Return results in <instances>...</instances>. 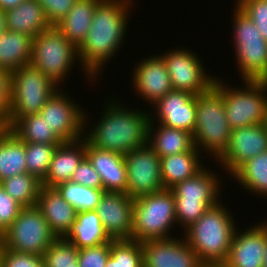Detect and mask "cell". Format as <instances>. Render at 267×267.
Instances as JSON below:
<instances>
[{"instance_id":"cell-1","label":"cell","mask_w":267,"mask_h":267,"mask_svg":"<svg viewBox=\"0 0 267 267\" xmlns=\"http://www.w3.org/2000/svg\"><path fill=\"white\" fill-rule=\"evenodd\" d=\"M134 1L101 0L94 11L88 34L78 46V56L81 66L95 80L125 45Z\"/></svg>"},{"instance_id":"cell-2","label":"cell","mask_w":267,"mask_h":267,"mask_svg":"<svg viewBox=\"0 0 267 267\" xmlns=\"http://www.w3.org/2000/svg\"><path fill=\"white\" fill-rule=\"evenodd\" d=\"M109 99L106 106L103 105L104 110H101L98 122L95 120L96 123L93 124L92 121V127L91 121L87 123L89 117L85 112L83 138L92 146L122 155L146 145L150 122L149 110L131 108L129 105L127 107V104L114 97Z\"/></svg>"},{"instance_id":"cell-3","label":"cell","mask_w":267,"mask_h":267,"mask_svg":"<svg viewBox=\"0 0 267 267\" xmlns=\"http://www.w3.org/2000/svg\"><path fill=\"white\" fill-rule=\"evenodd\" d=\"M228 206L220 201L189 227L182 235L203 265L224 264L228 258L237 222Z\"/></svg>"},{"instance_id":"cell-4","label":"cell","mask_w":267,"mask_h":267,"mask_svg":"<svg viewBox=\"0 0 267 267\" xmlns=\"http://www.w3.org/2000/svg\"><path fill=\"white\" fill-rule=\"evenodd\" d=\"M231 128L225 114L222 93L213 86L196 96L195 147L215 160L229 145Z\"/></svg>"},{"instance_id":"cell-5","label":"cell","mask_w":267,"mask_h":267,"mask_svg":"<svg viewBox=\"0 0 267 267\" xmlns=\"http://www.w3.org/2000/svg\"><path fill=\"white\" fill-rule=\"evenodd\" d=\"M29 64L43 72L59 87L69 78L67 76L72 73L76 64L80 65L84 73L82 75L87 77H84L87 81H91V84L96 81L81 66L78 47L68 41L56 26L49 27L33 38Z\"/></svg>"},{"instance_id":"cell-6","label":"cell","mask_w":267,"mask_h":267,"mask_svg":"<svg viewBox=\"0 0 267 267\" xmlns=\"http://www.w3.org/2000/svg\"><path fill=\"white\" fill-rule=\"evenodd\" d=\"M132 222V240L140 243L176 237L171 236L178 226L173 192L164 189L134 199Z\"/></svg>"},{"instance_id":"cell-7","label":"cell","mask_w":267,"mask_h":267,"mask_svg":"<svg viewBox=\"0 0 267 267\" xmlns=\"http://www.w3.org/2000/svg\"><path fill=\"white\" fill-rule=\"evenodd\" d=\"M208 168V169H207ZM208 166L195 176L173 186L176 220L185 230L196 222L212 206L218 204L222 196L223 178ZM220 198V199H219Z\"/></svg>"},{"instance_id":"cell-8","label":"cell","mask_w":267,"mask_h":267,"mask_svg":"<svg viewBox=\"0 0 267 267\" xmlns=\"http://www.w3.org/2000/svg\"><path fill=\"white\" fill-rule=\"evenodd\" d=\"M219 78H216L214 86L222 93L230 128L264 124L267 113V81L243 80V87H233Z\"/></svg>"},{"instance_id":"cell-9","label":"cell","mask_w":267,"mask_h":267,"mask_svg":"<svg viewBox=\"0 0 267 267\" xmlns=\"http://www.w3.org/2000/svg\"><path fill=\"white\" fill-rule=\"evenodd\" d=\"M233 7L231 41H234L239 77L242 80L267 81V42L252 20L236 5Z\"/></svg>"},{"instance_id":"cell-10","label":"cell","mask_w":267,"mask_h":267,"mask_svg":"<svg viewBox=\"0 0 267 267\" xmlns=\"http://www.w3.org/2000/svg\"><path fill=\"white\" fill-rule=\"evenodd\" d=\"M60 87L33 65L27 64L11 73L9 129L19 118L39 114L45 103Z\"/></svg>"},{"instance_id":"cell-11","label":"cell","mask_w":267,"mask_h":267,"mask_svg":"<svg viewBox=\"0 0 267 267\" xmlns=\"http://www.w3.org/2000/svg\"><path fill=\"white\" fill-rule=\"evenodd\" d=\"M57 239L47 220L35 206L22 207L18 217L4 231L2 247L16 252L43 256Z\"/></svg>"},{"instance_id":"cell-12","label":"cell","mask_w":267,"mask_h":267,"mask_svg":"<svg viewBox=\"0 0 267 267\" xmlns=\"http://www.w3.org/2000/svg\"><path fill=\"white\" fill-rule=\"evenodd\" d=\"M188 47H173L160 54L166 64L173 90L184 91L193 95L209 91L217 76L209 75L202 58Z\"/></svg>"},{"instance_id":"cell-13","label":"cell","mask_w":267,"mask_h":267,"mask_svg":"<svg viewBox=\"0 0 267 267\" xmlns=\"http://www.w3.org/2000/svg\"><path fill=\"white\" fill-rule=\"evenodd\" d=\"M63 87L45 103L39 114L63 142H74L84 137L85 108L73 100ZM82 106V107H81Z\"/></svg>"},{"instance_id":"cell-14","label":"cell","mask_w":267,"mask_h":267,"mask_svg":"<svg viewBox=\"0 0 267 267\" xmlns=\"http://www.w3.org/2000/svg\"><path fill=\"white\" fill-rule=\"evenodd\" d=\"M127 169L126 194L132 199L164 190L160 157L147 143L124 155Z\"/></svg>"},{"instance_id":"cell-15","label":"cell","mask_w":267,"mask_h":267,"mask_svg":"<svg viewBox=\"0 0 267 267\" xmlns=\"http://www.w3.org/2000/svg\"><path fill=\"white\" fill-rule=\"evenodd\" d=\"M267 151V129L265 124L251 125L231 130L229 145L215 160L231 176L244 162Z\"/></svg>"},{"instance_id":"cell-16","label":"cell","mask_w":267,"mask_h":267,"mask_svg":"<svg viewBox=\"0 0 267 267\" xmlns=\"http://www.w3.org/2000/svg\"><path fill=\"white\" fill-rule=\"evenodd\" d=\"M146 58V59H145ZM139 59L138 64L132 69V87L138 98L150 107L167 93L173 90L169 73L163 58L158 55H151ZM141 96V97H139Z\"/></svg>"},{"instance_id":"cell-17","label":"cell","mask_w":267,"mask_h":267,"mask_svg":"<svg viewBox=\"0 0 267 267\" xmlns=\"http://www.w3.org/2000/svg\"><path fill=\"white\" fill-rule=\"evenodd\" d=\"M151 108L149 123L183 129L193 134L196 124V95L172 90Z\"/></svg>"},{"instance_id":"cell-18","label":"cell","mask_w":267,"mask_h":267,"mask_svg":"<svg viewBox=\"0 0 267 267\" xmlns=\"http://www.w3.org/2000/svg\"><path fill=\"white\" fill-rule=\"evenodd\" d=\"M244 230L236 229L226 267H263L267 246V219Z\"/></svg>"},{"instance_id":"cell-19","label":"cell","mask_w":267,"mask_h":267,"mask_svg":"<svg viewBox=\"0 0 267 267\" xmlns=\"http://www.w3.org/2000/svg\"><path fill=\"white\" fill-rule=\"evenodd\" d=\"M133 205L126 193H103L95 211L112 240H132Z\"/></svg>"},{"instance_id":"cell-20","label":"cell","mask_w":267,"mask_h":267,"mask_svg":"<svg viewBox=\"0 0 267 267\" xmlns=\"http://www.w3.org/2000/svg\"><path fill=\"white\" fill-rule=\"evenodd\" d=\"M180 238L143 242V267H201L195 251Z\"/></svg>"},{"instance_id":"cell-21","label":"cell","mask_w":267,"mask_h":267,"mask_svg":"<svg viewBox=\"0 0 267 267\" xmlns=\"http://www.w3.org/2000/svg\"><path fill=\"white\" fill-rule=\"evenodd\" d=\"M86 157L99 173L105 192L126 193L127 169L124 155L100 149L86 141Z\"/></svg>"},{"instance_id":"cell-22","label":"cell","mask_w":267,"mask_h":267,"mask_svg":"<svg viewBox=\"0 0 267 267\" xmlns=\"http://www.w3.org/2000/svg\"><path fill=\"white\" fill-rule=\"evenodd\" d=\"M36 206L57 238L64 237L76 221L77 210L61 196L55 187L42 185Z\"/></svg>"},{"instance_id":"cell-23","label":"cell","mask_w":267,"mask_h":267,"mask_svg":"<svg viewBox=\"0 0 267 267\" xmlns=\"http://www.w3.org/2000/svg\"><path fill=\"white\" fill-rule=\"evenodd\" d=\"M86 157V140L84 138L74 142H64L57 146L48 172L42 185L56 187L63 182L71 181L74 170Z\"/></svg>"},{"instance_id":"cell-24","label":"cell","mask_w":267,"mask_h":267,"mask_svg":"<svg viewBox=\"0 0 267 267\" xmlns=\"http://www.w3.org/2000/svg\"><path fill=\"white\" fill-rule=\"evenodd\" d=\"M202 154L194 147L191 151L161 157L160 171L164 189H171L200 172L205 167L203 158L206 157Z\"/></svg>"},{"instance_id":"cell-25","label":"cell","mask_w":267,"mask_h":267,"mask_svg":"<svg viewBox=\"0 0 267 267\" xmlns=\"http://www.w3.org/2000/svg\"><path fill=\"white\" fill-rule=\"evenodd\" d=\"M5 17L7 30L32 38L51 27L43 7L37 0L22 1L14 9L5 11Z\"/></svg>"},{"instance_id":"cell-26","label":"cell","mask_w":267,"mask_h":267,"mask_svg":"<svg viewBox=\"0 0 267 267\" xmlns=\"http://www.w3.org/2000/svg\"><path fill=\"white\" fill-rule=\"evenodd\" d=\"M63 238L78 250L112 241L95 210L77 212L76 221Z\"/></svg>"},{"instance_id":"cell-27","label":"cell","mask_w":267,"mask_h":267,"mask_svg":"<svg viewBox=\"0 0 267 267\" xmlns=\"http://www.w3.org/2000/svg\"><path fill=\"white\" fill-rule=\"evenodd\" d=\"M148 144L160 158L191 151L195 147L190 132L158 123H149Z\"/></svg>"},{"instance_id":"cell-28","label":"cell","mask_w":267,"mask_h":267,"mask_svg":"<svg viewBox=\"0 0 267 267\" xmlns=\"http://www.w3.org/2000/svg\"><path fill=\"white\" fill-rule=\"evenodd\" d=\"M101 0H76L69 13L56 28L77 47L83 42L91 27L94 11Z\"/></svg>"},{"instance_id":"cell-29","label":"cell","mask_w":267,"mask_h":267,"mask_svg":"<svg viewBox=\"0 0 267 267\" xmlns=\"http://www.w3.org/2000/svg\"><path fill=\"white\" fill-rule=\"evenodd\" d=\"M33 38L9 30L0 35V67L13 73L30 63Z\"/></svg>"},{"instance_id":"cell-30","label":"cell","mask_w":267,"mask_h":267,"mask_svg":"<svg viewBox=\"0 0 267 267\" xmlns=\"http://www.w3.org/2000/svg\"><path fill=\"white\" fill-rule=\"evenodd\" d=\"M26 172L25 142L3 127L0 129V182Z\"/></svg>"},{"instance_id":"cell-31","label":"cell","mask_w":267,"mask_h":267,"mask_svg":"<svg viewBox=\"0 0 267 267\" xmlns=\"http://www.w3.org/2000/svg\"><path fill=\"white\" fill-rule=\"evenodd\" d=\"M241 189L267 198V151L244 162L232 175Z\"/></svg>"},{"instance_id":"cell-32","label":"cell","mask_w":267,"mask_h":267,"mask_svg":"<svg viewBox=\"0 0 267 267\" xmlns=\"http://www.w3.org/2000/svg\"><path fill=\"white\" fill-rule=\"evenodd\" d=\"M25 143H43L60 145L64 143L48 126L40 114L26 115L19 118L10 128Z\"/></svg>"},{"instance_id":"cell-33","label":"cell","mask_w":267,"mask_h":267,"mask_svg":"<svg viewBox=\"0 0 267 267\" xmlns=\"http://www.w3.org/2000/svg\"><path fill=\"white\" fill-rule=\"evenodd\" d=\"M4 190L22 207L35 206L42 181L29 173L11 176L0 182Z\"/></svg>"},{"instance_id":"cell-34","label":"cell","mask_w":267,"mask_h":267,"mask_svg":"<svg viewBox=\"0 0 267 267\" xmlns=\"http://www.w3.org/2000/svg\"><path fill=\"white\" fill-rule=\"evenodd\" d=\"M55 188L77 212L95 210L105 192L103 189H95L71 181L60 183Z\"/></svg>"},{"instance_id":"cell-35","label":"cell","mask_w":267,"mask_h":267,"mask_svg":"<svg viewBox=\"0 0 267 267\" xmlns=\"http://www.w3.org/2000/svg\"><path fill=\"white\" fill-rule=\"evenodd\" d=\"M105 267H143L142 243L136 240H112Z\"/></svg>"},{"instance_id":"cell-36","label":"cell","mask_w":267,"mask_h":267,"mask_svg":"<svg viewBox=\"0 0 267 267\" xmlns=\"http://www.w3.org/2000/svg\"><path fill=\"white\" fill-rule=\"evenodd\" d=\"M57 146L59 145L25 143L27 173L32 174L40 181H43L47 176Z\"/></svg>"},{"instance_id":"cell-37","label":"cell","mask_w":267,"mask_h":267,"mask_svg":"<svg viewBox=\"0 0 267 267\" xmlns=\"http://www.w3.org/2000/svg\"><path fill=\"white\" fill-rule=\"evenodd\" d=\"M44 267H69L78 258V249L63 237L57 238L43 254Z\"/></svg>"},{"instance_id":"cell-38","label":"cell","mask_w":267,"mask_h":267,"mask_svg":"<svg viewBox=\"0 0 267 267\" xmlns=\"http://www.w3.org/2000/svg\"><path fill=\"white\" fill-rule=\"evenodd\" d=\"M234 5L252 20L267 42V1L235 0Z\"/></svg>"},{"instance_id":"cell-39","label":"cell","mask_w":267,"mask_h":267,"mask_svg":"<svg viewBox=\"0 0 267 267\" xmlns=\"http://www.w3.org/2000/svg\"><path fill=\"white\" fill-rule=\"evenodd\" d=\"M0 267H44L43 257L0 247Z\"/></svg>"},{"instance_id":"cell-40","label":"cell","mask_w":267,"mask_h":267,"mask_svg":"<svg viewBox=\"0 0 267 267\" xmlns=\"http://www.w3.org/2000/svg\"><path fill=\"white\" fill-rule=\"evenodd\" d=\"M111 242L78 250L79 267H105L110 256Z\"/></svg>"},{"instance_id":"cell-41","label":"cell","mask_w":267,"mask_h":267,"mask_svg":"<svg viewBox=\"0 0 267 267\" xmlns=\"http://www.w3.org/2000/svg\"><path fill=\"white\" fill-rule=\"evenodd\" d=\"M71 182L95 189H103L100 175L93 168L92 163L87 157H85L79 166L74 170Z\"/></svg>"},{"instance_id":"cell-42","label":"cell","mask_w":267,"mask_h":267,"mask_svg":"<svg viewBox=\"0 0 267 267\" xmlns=\"http://www.w3.org/2000/svg\"><path fill=\"white\" fill-rule=\"evenodd\" d=\"M22 206L0 185V230L4 231L14 222Z\"/></svg>"},{"instance_id":"cell-43","label":"cell","mask_w":267,"mask_h":267,"mask_svg":"<svg viewBox=\"0 0 267 267\" xmlns=\"http://www.w3.org/2000/svg\"><path fill=\"white\" fill-rule=\"evenodd\" d=\"M43 7L51 26L58 24L73 7L76 0H37Z\"/></svg>"},{"instance_id":"cell-44","label":"cell","mask_w":267,"mask_h":267,"mask_svg":"<svg viewBox=\"0 0 267 267\" xmlns=\"http://www.w3.org/2000/svg\"><path fill=\"white\" fill-rule=\"evenodd\" d=\"M11 106V73L0 67V123L8 120Z\"/></svg>"},{"instance_id":"cell-45","label":"cell","mask_w":267,"mask_h":267,"mask_svg":"<svg viewBox=\"0 0 267 267\" xmlns=\"http://www.w3.org/2000/svg\"><path fill=\"white\" fill-rule=\"evenodd\" d=\"M25 0H0V8L4 11L14 9Z\"/></svg>"},{"instance_id":"cell-46","label":"cell","mask_w":267,"mask_h":267,"mask_svg":"<svg viewBox=\"0 0 267 267\" xmlns=\"http://www.w3.org/2000/svg\"><path fill=\"white\" fill-rule=\"evenodd\" d=\"M7 31L5 11L0 8V35Z\"/></svg>"},{"instance_id":"cell-47","label":"cell","mask_w":267,"mask_h":267,"mask_svg":"<svg viewBox=\"0 0 267 267\" xmlns=\"http://www.w3.org/2000/svg\"><path fill=\"white\" fill-rule=\"evenodd\" d=\"M201 267H226L224 264L202 265Z\"/></svg>"},{"instance_id":"cell-48","label":"cell","mask_w":267,"mask_h":267,"mask_svg":"<svg viewBox=\"0 0 267 267\" xmlns=\"http://www.w3.org/2000/svg\"><path fill=\"white\" fill-rule=\"evenodd\" d=\"M3 243V232L0 230V247L2 246Z\"/></svg>"},{"instance_id":"cell-49","label":"cell","mask_w":267,"mask_h":267,"mask_svg":"<svg viewBox=\"0 0 267 267\" xmlns=\"http://www.w3.org/2000/svg\"><path fill=\"white\" fill-rule=\"evenodd\" d=\"M267 267V246H266V253H265V260H264V266Z\"/></svg>"},{"instance_id":"cell-50","label":"cell","mask_w":267,"mask_h":267,"mask_svg":"<svg viewBox=\"0 0 267 267\" xmlns=\"http://www.w3.org/2000/svg\"><path fill=\"white\" fill-rule=\"evenodd\" d=\"M69 267H79L78 262L76 261L74 264L70 265Z\"/></svg>"},{"instance_id":"cell-51","label":"cell","mask_w":267,"mask_h":267,"mask_svg":"<svg viewBox=\"0 0 267 267\" xmlns=\"http://www.w3.org/2000/svg\"><path fill=\"white\" fill-rule=\"evenodd\" d=\"M266 129H267V113H266V118H265V122H264Z\"/></svg>"}]
</instances>
